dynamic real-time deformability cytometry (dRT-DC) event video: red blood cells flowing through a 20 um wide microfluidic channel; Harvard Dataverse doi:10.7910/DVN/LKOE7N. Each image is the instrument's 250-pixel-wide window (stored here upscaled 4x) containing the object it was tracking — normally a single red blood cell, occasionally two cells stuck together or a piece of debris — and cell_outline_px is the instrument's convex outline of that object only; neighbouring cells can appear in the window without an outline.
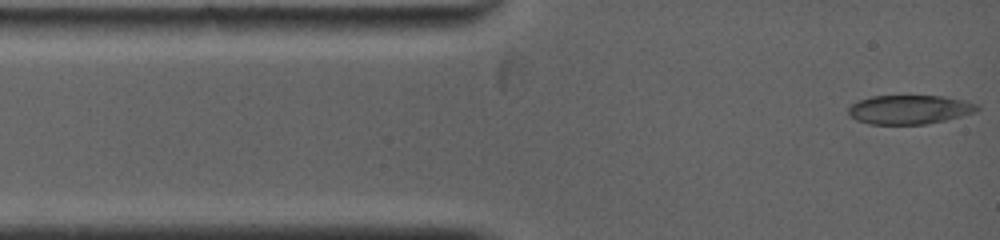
{"species": "common noctule bat (a hibernating species)", "species_latin": "Nyctalus noctula", "temperature_condition": "warm", "stored_images_in_passage": 21, "camera_frame_rate_fps": 5000, "um_per_image_px": 0.085, "animal": {"sex": "female", "body_mass_g": 19.0, "forearm_length_mm": 53.3}, "frame": {"image": 1, "passage_image": 1, "time_ms": 0.0, "image_size_px": [1000, 240], "cell_outline_px": [[980, 108], [976, 112], [944, 120], [924, 124], [868, 124], [856, 120], [848, 112], [848, 108], [852, 104], [860, 100], [872, 96], [944, 96], [964, 100], [980, 104]], "centroid_in_image_um": [77.34, 9.31], "position_along_channel_um": 7.7, "area_um2": 21.73}}
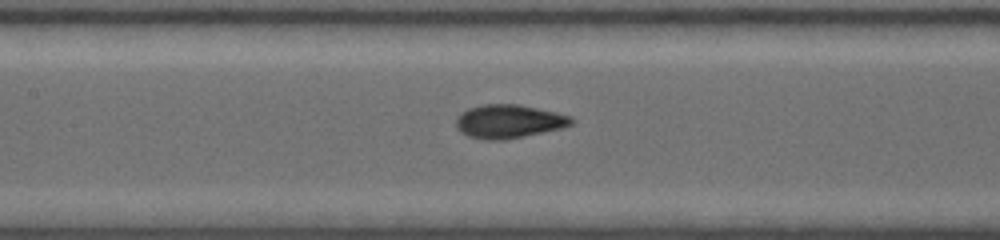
{"frame": {"image": 2, "passage_image": 12, "time_ms": 5.0, "image_size_px": [1000, 240], "cell_outline_px": [[576, 120], [572, 124], [560, 128], [544, 132], [504, 140], [484, 140], [468, 136], [460, 132], [456, 128], [456, 116], [460, 112], [468, 108], [484, 104], [520, 104], [556, 112], [572, 116]], "centroid_in_image_um": [43.23, 10.31], "position_along_channel_um": 164.2, "area_um2": 22.83}}
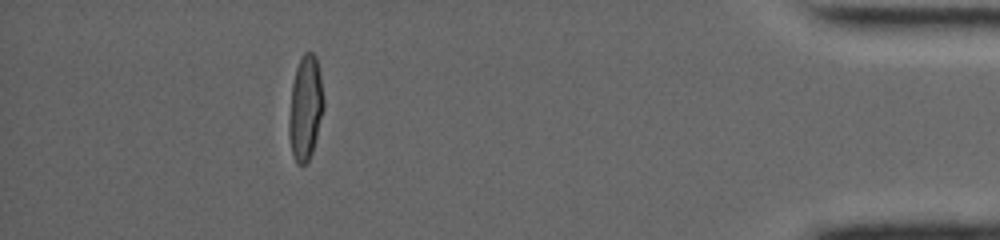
{"frame": {"image": 3, "passage_image": 21, "time_ms": 12.8, "image_size_px": [1000, 240], "cell_outline_px": [[324, 108], [312, 152], [308, 160], [304, 164], [296, 164], [292, 152], [288, 132], [288, 120], [292, 84], [296, 68], [300, 56], [304, 52], [312, 52], [316, 56], [320, 72], [324, 96]], "centroid_in_image_um": [25.96, 9.13], "position_along_channel_um": 409.2, "area_um2": 21.27}, "authors_computed_cell_mechanics": {"area_um2": 21.7906, "velocity_mm_per_s": 3.9964, "shape_relaxation_time_tau1_ms": null, "shape_relaxation_time_tau2_ms": 0.9457, "deformation_change_tau1": null, "deformation_change_tau2": 0.0467}}